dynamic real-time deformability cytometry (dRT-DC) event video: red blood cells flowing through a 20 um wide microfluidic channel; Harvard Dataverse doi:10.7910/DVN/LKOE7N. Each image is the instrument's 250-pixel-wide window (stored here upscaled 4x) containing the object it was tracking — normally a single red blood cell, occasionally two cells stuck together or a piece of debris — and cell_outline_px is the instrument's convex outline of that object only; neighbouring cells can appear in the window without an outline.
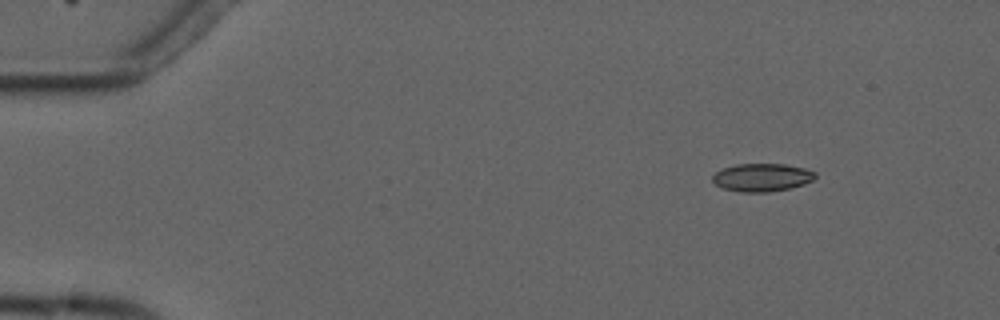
{"species": "common noctule bat (a hibernating species)", "species_latin": "Nyctalus noctula", "temperature_condition": "cold", "stored_images_in_passage": 5, "camera_frame_rate_fps": 3000, "um_per_image_px": 0.085, "animal": {"sex": "male", "forearm_length_mm": 52.5}, "frame": {"image": 1, "passage_image": 2, "time_ms": 1.333, "image_size_px": [1000, 320], "cell_outline_px": [[816, 176], [812, 180], [804, 184], [792, 188], [768, 192], [740, 192], [724, 188], [716, 184], [712, 180], [712, 176], [716, 172], [724, 168], [736, 164], [784, 164], [804, 168], [816, 172]], "centroid_in_image_um": [64.78, 15.08], "position_along_channel_um": 20.2, "area_um2": 16.7}}